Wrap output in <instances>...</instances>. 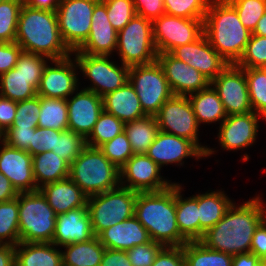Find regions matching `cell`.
Masks as SVG:
<instances>
[{
    "mask_svg": "<svg viewBox=\"0 0 266 266\" xmlns=\"http://www.w3.org/2000/svg\"><path fill=\"white\" fill-rule=\"evenodd\" d=\"M266 206L260 195L232 205L224 217L208 229L200 242L207 248L232 256L251 252V242L258 225L266 218Z\"/></svg>",
    "mask_w": 266,
    "mask_h": 266,
    "instance_id": "6da1fadb",
    "label": "cell"
},
{
    "mask_svg": "<svg viewBox=\"0 0 266 266\" xmlns=\"http://www.w3.org/2000/svg\"><path fill=\"white\" fill-rule=\"evenodd\" d=\"M134 216L148 231L151 240L166 246L188 242L177 226L176 182L157 192H138Z\"/></svg>",
    "mask_w": 266,
    "mask_h": 266,
    "instance_id": "7a4b0ae2",
    "label": "cell"
},
{
    "mask_svg": "<svg viewBox=\"0 0 266 266\" xmlns=\"http://www.w3.org/2000/svg\"><path fill=\"white\" fill-rule=\"evenodd\" d=\"M15 42L24 52L40 54L51 60L72 56V51L62 40L56 12L22 5Z\"/></svg>",
    "mask_w": 266,
    "mask_h": 266,
    "instance_id": "3957f363",
    "label": "cell"
},
{
    "mask_svg": "<svg viewBox=\"0 0 266 266\" xmlns=\"http://www.w3.org/2000/svg\"><path fill=\"white\" fill-rule=\"evenodd\" d=\"M204 34L229 64H236L252 32L241 23L236 9L227 0H210L204 18Z\"/></svg>",
    "mask_w": 266,
    "mask_h": 266,
    "instance_id": "277c9868",
    "label": "cell"
},
{
    "mask_svg": "<svg viewBox=\"0 0 266 266\" xmlns=\"http://www.w3.org/2000/svg\"><path fill=\"white\" fill-rule=\"evenodd\" d=\"M69 178L88 197L121 186L120 169L99 148L86 146L70 164Z\"/></svg>",
    "mask_w": 266,
    "mask_h": 266,
    "instance_id": "5b68a950",
    "label": "cell"
},
{
    "mask_svg": "<svg viewBox=\"0 0 266 266\" xmlns=\"http://www.w3.org/2000/svg\"><path fill=\"white\" fill-rule=\"evenodd\" d=\"M19 242L52 243L57 214L43 194L18 193Z\"/></svg>",
    "mask_w": 266,
    "mask_h": 266,
    "instance_id": "8992f818",
    "label": "cell"
},
{
    "mask_svg": "<svg viewBox=\"0 0 266 266\" xmlns=\"http://www.w3.org/2000/svg\"><path fill=\"white\" fill-rule=\"evenodd\" d=\"M137 193L119 186L88 197L87 209L95 236L134 216Z\"/></svg>",
    "mask_w": 266,
    "mask_h": 266,
    "instance_id": "52a82bcc",
    "label": "cell"
},
{
    "mask_svg": "<svg viewBox=\"0 0 266 266\" xmlns=\"http://www.w3.org/2000/svg\"><path fill=\"white\" fill-rule=\"evenodd\" d=\"M48 61L46 56L22 51L15 67L0 76V96L16 102L35 97Z\"/></svg>",
    "mask_w": 266,
    "mask_h": 266,
    "instance_id": "ba28073f",
    "label": "cell"
},
{
    "mask_svg": "<svg viewBox=\"0 0 266 266\" xmlns=\"http://www.w3.org/2000/svg\"><path fill=\"white\" fill-rule=\"evenodd\" d=\"M117 54L129 67L156 61L158 52L153 41L152 21L135 15L117 34Z\"/></svg>",
    "mask_w": 266,
    "mask_h": 266,
    "instance_id": "9c48e42d",
    "label": "cell"
},
{
    "mask_svg": "<svg viewBox=\"0 0 266 266\" xmlns=\"http://www.w3.org/2000/svg\"><path fill=\"white\" fill-rule=\"evenodd\" d=\"M75 56L80 72L92 83L86 90L93 91L100 97L119 89L129 81L130 67L121 63L117 65L110 61L112 56L89 55L72 51ZM121 66V67H120Z\"/></svg>",
    "mask_w": 266,
    "mask_h": 266,
    "instance_id": "30bf717a",
    "label": "cell"
},
{
    "mask_svg": "<svg viewBox=\"0 0 266 266\" xmlns=\"http://www.w3.org/2000/svg\"><path fill=\"white\" fill-rule=\"evenodd\" d=\"M129 83L136 91L142 110L146 115L155 116L161 106L174 96L157 61L147 65L131 66Z\"/></svg>",
    "mask_w": 266,
    "mask_h": 266,
    "instance_id": "8fae6325",
    "label": "cell"
},
{
    "mask_svg": "<svg viewBox=\"0 0 266 266\" xmlns=\"http://www.w3.org/2000/svg\"><path fill=\"white\" fill-rule=\"evenodd\" d=\"M155 117L159 131L192 141L205 154V157L214 154L213 148L199 143L198 130L200 126L187 96L174 95L161 106Z\"/></svg>",
    "mask_w": 266,
    "mask_h": 266,
    "instance_id": "7c38bea8",
    "label": "cell"
},
{
    "mask_svg": "<svg viewBox=\"0 0 266 266\" xmlns=\"http://www.w3.org/2000/svg\"><path fill=\"white\" fill-rule=\"evenodd\" d=\"M100 0H60L56 10L58 26L63 42L71 50H77L89 37L91 17Z\"/></svg>",
    "mask_w": 266,
    "mask_h": 266,
    "instance_id": "4fadbf2b",
    "label": "cell"
},
{
    "mask_svg": "<svg viewBox=\"0 0 266 266\" xmlns=\"http://www.w3.org/2000/svg\"><path fill=\"white\" fill-rule=\"evenodd\" d=\"M153 41L159 53L190 44L204 34V19H188L168 14L152 21Z\"/></svg>",
    "mask_w": 266,
    "mask_h": 266,
    "instance_id": "5bb4252c",
    "label": "cell"
},
{
    "mask_svg": "<svg viewBox=\"0 0 266 266\" xmlns=\"http://www.w3.org/2000/svg\"><path fill=\"white\" fill-rule=\"evenodd\" d=\"M210 84L217 91L227 116L253 111L244 68L229 64Z\"/></svg>",
    "mask_w": 266,
    "mask_h": 266,
    "instance_id": "9a60e30c",
    "label": "cell"
},
{
    "mask_svg": "<svg viewBox=\"0 0 266 266\" xmlns=\"http://www.w3.org/2000/svg\"><path fill=\"white\" fill-rule=\"evenodd\" d=\"M160 171L161 167L146 154H134L120 168L121 186L136 192L165 190L174 182L161 176Z\"/></svg>",
    "mask_w": 266,
    "mask_h": 266,
    "instance_id": "2e32d148",
    "label": "cell"
},
{
    "mask_svg": "<svg viewBox=\"0 0 266 266\" xmlns=\"http://www.w3.org/2000/svg\"><path fill=\"white\" fill-rule=\"evenodd\" d=\"M51 65H46L37 95L47 98L68 99L79 88V78L76 70L79 69L76 59L68 56L63 59L51 60ZM79 82V83H78Z\"/></svg>",
    "mask_w": 266,
    "mask_h": 266,
    "instance_id": "e0dca14e",
    "label": "cell"
},
{
    "mask_svg": "<svg viewBox=\"0 0 266 266\" xmlns=\"http://www.w3.org/2000/svg\"><path fill=\"white\" fill-rule=\"evenodd\" d=\"M170 54L197 69L210 82L229 65L211 46L205 34L190 44L174 48Z\"/></svg>",
    "mask_w": 266,
    "mask_h": 266,
    "instance_id": "ac0fdd59",
    "label": "cell"
},
{
    "mask_svg": "<svg viewBox=\"0 0 266 266\" xmlns=\"http://www.w3.org/2000/svg\"><path fill=\"white\" fill-rule=\"evenodd\" d=\"M74 94L66 99L68 130L78 133L86 139L92 132L100 114L104 111L103 98L86 89H77Z\"/></svg>",
    "mask_w": 266,
    "mask_h": 266,
    "instance_id": "d6986e66",
    "label": "cell"
},
{
    "mask_svg": "<svg viewBox=\"0 0 266 266\" xmlns=\"http://www.w3.org/2000/svg\"><path fill=\"white\" fill-rule=\"evenodd\" d=\"M156 61L161 66L175 96H188L207 88L211 83L197 69L170 53H159Z\"/></svg>",
    "mask_w": 266,
    "mask_h": 266,
    "instance_id": "ffe728a7",
    "label": "cell"
},
{
    "mask_svg": "<svg viewBox=\"0 0 266 266\" xmlns=\"http://www.w3.org/2000/svg\"><path fill=\"white\" fill-rule=\"evenodd\" d=\"M0 143V172L10 180L18 193L37 191L38 187L33 176L32 155L6 144L1 139Z\"/></svg>",
    "mask_w": 266,
    "mask_h": 266,
    "instance_id": "44dd1931",
    "label": "cell"
},
{
    "mask_svg": "<svg viewBox=\"0 0 266 266\" xmlns=\"http://www.w3.org/2000/svg\"><path fill=\"white\" fill-rule=\"evenodd\" d=\"M261 116L255 112L234 114L227 116L219 123L218 141L224 150L234 151L245 149L255 143L259 119Z\"/></svg>",
    "mask_w": 266,
    "mask_h": 266,
    "instance_id": "7402d4cb",
    "label": "cell"
},
{
    "mask_svg": "<svg viewBox=\"0 0 266 266\" xmlns=\"http://www.w3.org/2000/svg\"><path fill=\"white\" fill-rule=\"evenodd\" d=\"M146 155L161 168L172 163L183 166V160L189 157H196L195 160L205 157V154L192 141L161 131L157 133Z\"/></svg>",
    "mask_w": 266,
    "mask_h": 266,
    "instance_id": "603a6c76",
    "label": "cell"
},
{
    "mask_svg": "<svg viewBox=\"0 0 266 266\" xmlns=\"http://www.w3.org/2000/svg\"><path fill=\"white\" fill-rule=\"evenodd\" d=\"M118 32L112 27L107 15V7L100 0L94 7L91 17L89 37L77 49L89 55L110 56L116 52Z\"/></svg>",
    "mask_w": 266,
    "mask_h": 266,
    "instance_id": "cb8c5ba5",
    "label": "cell"
},
{
    "mask_svg": "<svg viewBox=\"0 0 266 266\" xmlns=\"http://www.w3.org/2000/svg\"><path fill=\"white\" fill-rule=\"evenodd\" d=\"M95 237L87 207H80L56 218L52 243L63 247L71 243H81Z\"/></svg>",
    "mask_w": 266,
    "mask_h": 266,
    "instance_id": "d4e9b609",
    "label": "cell"
},
{
    "mask_svg": "<svg viewBox=\"0 0 266 266\" xmlns=\"http://www.w3.org/2000/svg\"><path fill=\"white\" fill-rule=\"evenodd\" d=\"M97 237L105 248L123 251L151 241L148 231L135 216L105 229Z\"/></svg>",
    "mask_w": 266,
    "mask_h": 266,
    "instance_id": "484cf974",
    "label": "cell"
},
{
    "mask_svg": "<svg viewBox=\"0 0 266 266\" xmlns=\"http://www.w3.org/2000/svg\"><path fill=\"white\" fill-rule=\"evenodd\" d=\"M58 215L80 207H87L88 195L69 177L38 189Z\"/></svg>",
    "mask_w": 266,
    "mask_h": 266,
    "instance_id": "4316f807",
    "label": "cell"
},
{
    "mask_svg": "<svg viewBox=\"0 0 266 266\" xmlns=\"http://www.w3.org/2000/svg\"><path fill=\"white\" fill-rule=\"evenodd\" d=\"M103 98L104 111L127 123L146 114L142 110L138 95L129 81Z\"/></svg>",
    "mask_w": 266,
    "mask_h": 266,
    "instance_id": "83f0119b",
    "label": "cell"
},
{
    "mask_svg": "<svg viewBox=\"0 0 266 266\" xmlns=\"http://www.w3.org/2000/svg\"><path fill=\"white\" fill-rule=\"evenodd\" d=\"M15 266H63L62 250L53 243L19 242Z\"/></svg>",
    "mask_w": 266,
    "mask_h": 266,
    "instance_id": "f1b7e54d",
    "label": "cell"
},
{
    "mask_svg": "<svg viewBox=\"0 0 266 266\" xmlns=\"http://www.w3.org/2000/svg\"><path fill=\"white\" fill-rule=\"evenodd\" d=\"M233 201L226 196L224 190H216L198 194L199 241L204 233L216 225L225 215Z\"/></svg>",
    "mask_w": 266,
    "mask_h": 266,
    "instance_id": "f546056e",
    "label": "cell"
},
{
    "mask_svg": "<svg viewBox=\"0 0 266 266\" xmlns=\"http://www.w3.org/2000/svg\"><path fill=\"white\" fill-rule=\"evenodd\" d=\"M191 102L196 121L201 123H222L227 117L217 91L210 84L207 88L187 96Z\"/></svg>",
    "mask_w": 266,
    "mask_h": 266,
    "instance_id": "4dcf8cb0",
    "label": "cell"
},
{
    "mask_svg": "<svg viewBox=\"0 0 266 266\" xmlns=\"http://www.w3.org/2000/svg\"><path fill=\"white\" fill-rule=\"evenodd\" d=\"M33 176L36 186H42L69 177L70 165L53 151L32 156Z\"/></svg>",
    "mask_w": 266,
    "mask_h": 266,
    "instance_id": "1f68e13d",
    "label": "cell"
},
{
    "mask_svg": "<svg viewBox=\"0 0 266 266\" xmlns=\"http://www.w3.org/2000/svg\"><path fill=\"white\" fill-rule=\"evenodd\" d=\"M183 188L176 183V216L180 234L189 241H199L198 194L183 198Z\"/></svg>",
    "mask_w": 266,
    "mask_h": 266,
    "instance_id": "d6a6232c",
    "label": "cell"
},
{
    "mask_svg": "<svg viewBox=\"0 0 266 266\" xmlns=\"http://www.w3.org/2000/svg\"><path fill=\"white\" fill-rule=\"evenodd\" d=\"M63 247V266H99L105 251L97 236L85 242L71 243Z\"/></svg>",
    "mask_w": 266,
    "mask_h": 266,
    "instance_id": "836d02e7",
    "label": "cell"
},
{
    "mask_svg": "<svg viewBox=\"0 0 266 266\" xmlns=\"http://www.w3.org/2000/svg\"><path fill=\"white\" fill-rule=\"evenodd\" d=\"M124 132L134 154H146L159 132L157 119L153 115H145L127 122L124 125Z\"/></svg>",
    "mask_w": 266,
    "mask_h": 266,
    "instance_id": "e575fe53",
    "label": "cell"
},
{
    "mask_svg": "<svg viewBox=\"0 0 266 266\" xmlns=\"http://www.w3.org/2000/svg\"><path fill=\"white\" fill-rule=\"evenodd\" d=\"M182 247L185 266H232V255L209 249L200 241H189Z\"/></svg>",
    "mask_w": 266,
    "mask_h": 266,
    "instance_id": "d590c367",
    "label": "cell"
},
{
    "mask_svg": "<svg viewBox=\"0 0 266 266\" xmlns=\"http://www.w3.org/2000/svg\"><path fill=\"white\" fill-rule=\"evenodd\" d=\"M38 127L58 131L68 130V107L66 99L40 96Z\"/></svg>",
    "mask_w": 266,
    "mask_h": 266,
    "instance_id": "8d00e7d4",
    "label": "cell"
},
{
    "mask_svg": "<svg viewBox=\"0 0 266 266\" xmlns=\"http://www.w3.org/2000/svg\"><path fill=\"white\" fill-rule=\"evenodd\" d=\"M19 243V208L16 198L0 202V244L16 246Z\"/></svg>",
    "mask_w": 266,
    "mask_h": 266,
    "instance_id": "74e56055",
    "label": "cell"
},
{
    "mask_svg": "<svg viewBox=\"0 0 266 266\" xmlns=\"http://www.w3.org/2000/svg\"><path fill=\"white\" fill-rule=\"evenodd\" d=\"M125 123L103 111L90 135L86 138V145L99 148L105 142L112 140L115 136L124 131Z\"/></svg>",
    "mask_w": 266,
    "mask_h": 266,
    "instance_id": "f35d334b",
    "label": "cell"
},
{
    "mask_svg": "<svg viewBox=\"0 0 266 266\" xmlns=\"http://www.w3.org/2000/svg\"><path fill=\"white\" fill-rule=\"evenodd\" d=\"M253 112L266 121V71L263 68H244Z\"/></svg>",
    "mask_w": 266,
    "mask_h": 266,
    "instance_id": "ab89813d",
    "label": "cell"
},
{
    "mask_svg": "<svg viewBox=\"0 0 266 266\" xmlns=\"http://www.w3.org/2000/svg\"><path fill=\"white\" fill-rule=\"evenodd\" d=\"M21 0L0 2V42H15Z\"/></svg>",
    "mask_w": 266,
    "mask_h": 266,
    "instance_id": "60d3db41",
    "label": "cell"
},
{
    "mask_svg": "<svg viewBox=\"0 0 266 266\" xmlns=\"http://www.w3.org/2000/svg\"><path fill=\"white\" fill-rule=\"evenodd\" d=\"M86 146V139L82 135L65 130L56 136L55 149L52 151L70 165Z\"/></svg>",
    "mask_w": 266,
    "mask_h": 266,
    "instance_id": "b9f144b4",
    "label": "cell"
},
{
    "mask_svg": "<svg viewBox=\"0 0 266 266\" xmlns=\"http://www.w3.org/2000/svg\"><path fill=\"white\" fill-rule=\"evenodd\" d=\"M165 14L188 19H204L210 0H163Z\"/></svg>",
    "mask_w": 266,
    "mask_h": 266,
    "instance_id": "7bdbcfd3",
    "label": "cell"
},
{
    "mask_svg": "<svg viewBox=\"0 0 266 266\" xmlns=\"http://www.w3.org/2000/svg\"><path fill=\"white\" fill-rule=\"evenodd\" d=\"M235 9L241 23L253 32L266 12V0H227Z\"/></svg>",
    "mask_w": 266,
    "mask_h": 266,
    "instance_id": "ee69618b",
    "label": "cell"
},
{
    "mask_svg": "<svg viewBox=\"0 0 266 266\" xmlns=\"http://www.w3.org/2000/svg\"><path fill=\"white\" fill-rule=\"evenodd\" d=\"M103 154L119 169L134 155L126 133L115 136L99 147Z\"/></svg>",
    "mask_w": 266,
    "mask_h": 266,
    "instance_id": "f6af8a7d",
    "label": "cell"
},
{
    "mask_svg": "<svg viewBox=\"0 0 266 266\" xmlns=\"http://www.w3.org/2000/svg\"><path fill=\"white\" fill-rule=\"evenodd\" d=\"M240 68H263L266 66V37L251 34L245 52L236 63Z\"/></svg>",
    "mask_w": 266,
    "mask_h": 266,
    "instance_id": "bcb514c9",
    "label": "cell"
},
{
    "mask_svg": "<svg viewBox=\"0 0 266 266\" xmlns=\"http://www.w3.org/2000/svg\"><path fill=\"white\" fill-rule=\"evenodd\" d=\"M107 7L112 27L119 32L136 15L133 0H101Z\"/></svg>",
    "mask_w": 266,
    "mask_h": 266,
    "instance_id": "7dc6e473",
    "label": "cell"
},
{
    "mask_svg": "<svg viewBox=\"0 0 266 266\" xmlns=\"http://www.w3.org/2000/svg\"><path fill=\"white\" fill-rule=\"evenodd\" d=\"M40 96L18 101L16 115L11 127H38Z\"/></svg>",
    "mask_w": 266,
    "mask_h": 266,
    "instance_id": "c3c4849f",
    "label": "cell"
},
{
    "mask_svg": "<svg viewBox=\"0 0 266 266\" xmlns=\"http://www.w3.org/2000/svg\"><path fill=\"white\" fill-rule=\"evenodd\" d=\"M163 247L162 244L151 240L126 250V253L132 266H152L156 255Z\"/></svg>",
    "mask_w": 266,
    "mask_h": 266,
    "instance_id": "681fc988",
    "label": "cell"
},
{
    "mask_svg": "<svg viewBox=\"0 0 266 266\" xmlns=\"http://www.w3.org/2000/svg\"><path fill=\"white\" fill-rule=\"evenodd\" d=\"M61 132L55 129L36 127L32 143H30L27 152L34 156L39 153L52 151L55 149L56 136H59Z\"/></svg>",
    "mask_w": 266,
    "mask_h": 266,
    "instance_id": "f907efd6",
    "label": "cell"
},
{
    "mask_svg": "<svg viewBox=\"0 0 266 266\" xmlns=\"http://www.w3.org/2000/svg\"><path fill=\"white\" fill-rule=\"evenodd\" d=\"M36 127H9L0 135V139L6 144L27 151L32 143Z\"/></svg>",
    "mask_w": 266,
    "mask_h": 266,
    "instance_id": "816d5d0a",
    "label": "cell"
},
{
    "mask_svg": "<svg viewBox=\"0 0 266 266\" xmlns=\"http://www.w3.org/2000/svg\"><path fill=\"white\" fill-rule=\"evenodd\" d=\"M152 266H185L183 247H163L156 255Z\"/></svg>",
    "mask_w": 266,
    "mask_h": 266,
    "instance_id": "f5cc1de1",
    "label": "cell"
},
{
    "mask_svg": "<svg viewBox=\"0 0 266 266\" xmlns=\"http://www.w3.org/2000/svg\"><path fill=\"white\" fill-rule=\"evenodd\" d=\"M22 51L16 42H0V76L15 67Z\"/></svg>",
    "mask_w": 266,
    "mask_h": 266,
    "instance_id": "db71d44e",
    "label": "cell"
},
{
    "mask_svg": "<svg viewBox=\"0 0 266 266\" xmlns=\"http://www.w3.org/2000/svg\"><path fill=\"white\" fill-rule=\"evenodd\" d=\"M136 15L153 21L165 14L163 0H133Z\"/></svg>",
    "mask_w": 266,
    "mask_h": 266,
    "instance_id": "11a10c76",
    "label": "cell"
},
{
    "mask_svg": "<svg viewBox=\"0 0 266 266\" xmlns=\"http://www.w3.org/2000/svg\"><path fill=\"white\" fill-rule=\"evenodd\" d=\"M16 109V101L0 96V135L12 126Z\"/></svg>",
    "mask_w": 266,
    "mask_h": 266,
    "instance_id": "9f6ffc18",
    "label": "cell"
},
{
    "mask_svg": "<svg viewBox=\"0 0 266 266\" xmlns=\"http://www.w3.org/2000/svg\"><path fill=\"white\" fill-rule=\"evenodd\" d=\"M251 253L266 263V218L256 228L252 242Z\"/></svg>",
    "mask_w": 266,
    "mask_h": 266,
    "instance_id": "6f0895ef",
    "label": "cell"
},
{
    "mask_svg": "<svg viewBox=\"0 0 266 266\" xmlns=\"http://www.w3.org/2000/svg\"><path fill=\"white\" fill-rule=\"evenodd\" d=\"M99 266H132V264L126 251L105 248Z\"/></svg>",
    "mask_w": 266,
    "mask_h": 266,
    "instance_id": "680465c9",
    "label": "cell"
},
{
    "mask_svg": "<svg viewBox=\"0 0 266 266\" xmlns=\"http://www.w3.org/2000/svg\"><path fill=\"white\" fill-rule=\"evenodd\" d=\"M232 266H266V263L251 252L233 256Z\"/></svg>",
    "mask_w": 266,
    "mask_h": 266,
    "instance_id": "91938a15",
    "label": "cell"
},
{
    "mask_svg": "<svg viewBox=\"0 0 266 266\" xmlns=\"http://www.w3.org/2000/svg\"><path fill=\"white\" fill-rule=\"evenodd\" d=\"M18 192L12 186L10 180L0 172V202H5L16 198Z\"/></svg>",
    "mask_w": 266,
    "mask_h": 266,
    "instance_id": "94428289",
    "label": "cell"
},
{
    "mask_svg": "<svg viewBox=\"0 0 266 266\" xmlns=\"http://www.w3.org/2000/svg\"><path fill=\"white\" fill-rule=\"evenodd\" d=\"M22 4L33 9L56 12L60 0H21Z\"/></svg>",
    "mask_w": 266,
    "mask_h": 266,
    "instance_id": "6125c7cd",
    "label": "cell"
},
{
    "mask_svg": "<svg viewBox=\"0 0 266 266\" xmlns=\"http://www.w3.org/2000/svg\"><path fill=\"white\" fill-rule=\"evenodd\" d=\"M0 266H15V246L0 244Z\"/></svg>",
    "mask_w": 266,
    "mask_h": 266,
    "instance_id": "be15d7a7",
    "label": "cell"
},
{
    "mask_svg": "<svg viewBox=\"0 0 266 266\" xmlns=\"http://www.w3.org/2000/svg\"><path fill=\"white\" fill-rule=\"evenodd\" d=\"M252 34L266 37V12L257 22V26Z\"/></svg>",
    "mask_w": 266,
    "mask_h": 266,
    "instance_id": "e7e4bbea",
    "label": "cell"
}]
</instances>
